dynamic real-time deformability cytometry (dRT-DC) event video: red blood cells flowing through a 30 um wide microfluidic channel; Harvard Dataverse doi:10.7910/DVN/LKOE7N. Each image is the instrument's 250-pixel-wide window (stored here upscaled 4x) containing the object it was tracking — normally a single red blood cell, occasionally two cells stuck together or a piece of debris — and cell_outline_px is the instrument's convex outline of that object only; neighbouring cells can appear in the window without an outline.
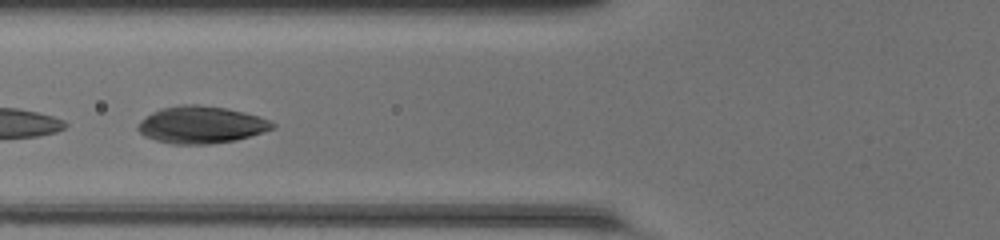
{"species": "common noctule bat (a hibernating species)", "species_latin": "Nyctalus noctula", "temperature_condition": "room temperature", "stored_images_in_passage": 10, "camera_frame_rate_fps": 3000, "um_per_image_px": 0.085, "animal": {"sex": "female", "body_mass_g": 20.0, "forearm_length_mm": 54.0}, "frame": {"image": 1, "passage_image": 7, "time_ms": 2.0, "image_size_px": [1000, 240], "cell_outline_px": [[276, 128], [236, 140], [208, 144], [172, 144], [156, 140], [144, 136], [136, 128], [140, 120], [152, 112], [160, 108], [180, 104], [200, 104], [228, 108], [260, 116], [276, 124]], "centroid_in_image_um": [17.09, 10.59], "position_along_channel_um": 108.7, "area_um2": 29.36}}